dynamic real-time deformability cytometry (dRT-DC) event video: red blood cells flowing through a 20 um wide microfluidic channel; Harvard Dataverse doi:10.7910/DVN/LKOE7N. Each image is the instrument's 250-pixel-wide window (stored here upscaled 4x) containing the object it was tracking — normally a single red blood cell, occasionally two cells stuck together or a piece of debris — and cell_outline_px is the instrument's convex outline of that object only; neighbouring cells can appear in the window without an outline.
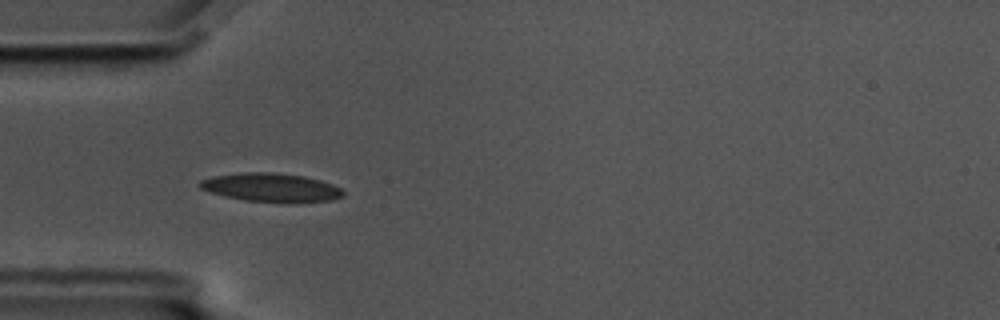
{"species": "common noctule bat (a hibernating species)", "species_latin": "Nyctalus noctula", "temperature_condition": "cold", "stored_images_in_passage": 43, "camera_frame_rate_fps": 3000, "um_per_image_px": 0.085, "animal": {"sex": "male", "body_mass_g": 17.5, "forearm_length_mm": 52.3}, "frame": {"image": 1, "passage_image": 2, "time_ms": 0.333, "image_size_px": [1000, 320], "cell_outline_px": [[344, 196], [332, 200], [244, 200], [224, 196], [200, 188], [196, 184], [200, 180], [212, 176], [240, 172], [272, 172], [304, 176], [320, 180], [332, 184], [340, 188], [344, 192]], "centroid_in_image_um": [22.97, 15.89], "position_along_channel_um": 62.0, "area_um2": 23.12}}
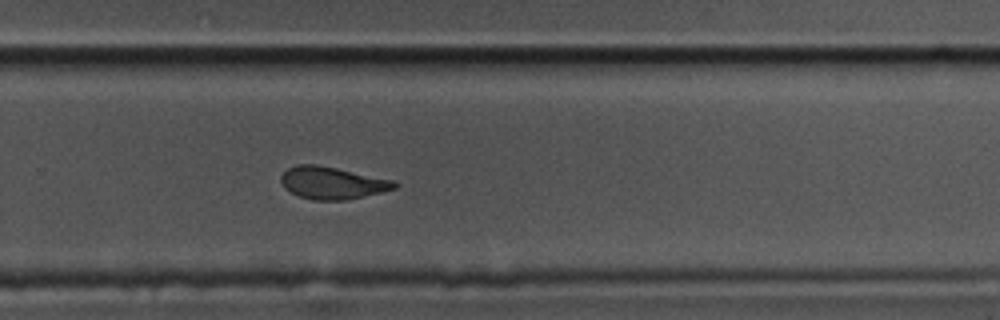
{"frame": {"image": 2, "passage_image": 23, "time_ms": 7.333, "image_size_px": [1000, 320], "cell_outline_px": [[400, 184], [396, 188], [348, 200], [312, 200], [300, 196], [284, 188], [280, 180], [280, 176], [288, 168], [296, 164], [316, 164], [396, 180]], "centroid_in_image_um": [28.26, 15.54], "position_along_channel_um": 301.5, "area_um2": 21.44}}
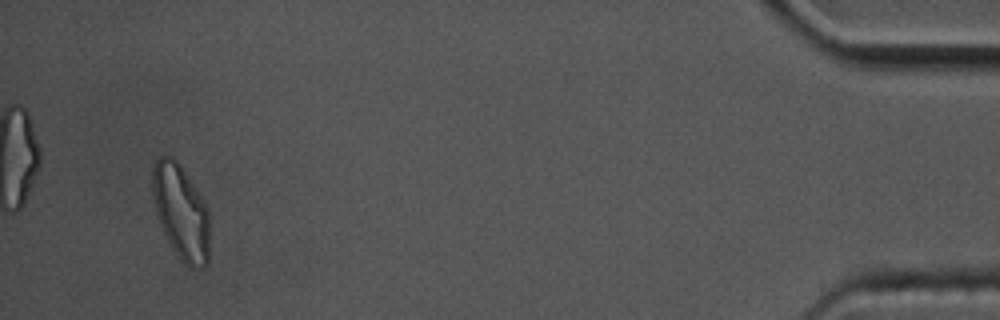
{"frame": {"image": 3, "passage_image": 40, "time_ms": 13.0, "image_size_px": [1000, 320], "cell_outline_px": [[208, 264], [200, 268], [188, 268], [180, 260], [168, 240], [160, 224], [156, 212], [152, 196], [152, 168], [156, 160], [160, 156], [172, 156], [180, 164], [208, 208]], "centroid_in_image_um": [15.36, 18.03], "position_along_channel_um": 419.8, "area_um2": 31.44}, "authors_computed_cell_mechanics": {"area_um2": 22.7154, "velocity_mm_per_s": 3.4478, "shape_relaxation_time_tau1_ms": 6.3552, "shape_relaxation_time_tau2_ms": 3.1961, "deformation_change_tau1": 0.1504, "deformation_change_tau2": 0.0897}}